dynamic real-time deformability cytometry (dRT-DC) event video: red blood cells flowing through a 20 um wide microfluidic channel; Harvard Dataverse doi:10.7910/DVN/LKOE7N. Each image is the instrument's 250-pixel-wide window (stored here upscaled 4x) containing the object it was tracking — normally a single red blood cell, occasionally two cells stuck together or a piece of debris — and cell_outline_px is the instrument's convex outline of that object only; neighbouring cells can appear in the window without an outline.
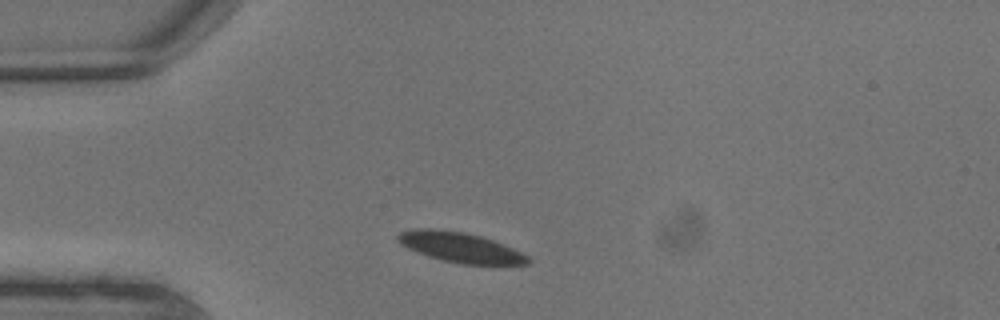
{"species": "common noctule bat (a hibernating species)", "species_latin": "Nyctalus noctula", "temperature_condition": "warm", "stored_images_in_passage": 3, "camera_frame_rate_fps": 3000, "um_per_image_px": 0.085, "animal": {"sex": "male", "body_mass_g": 13.3}, "frame": {"image": 1, "passage_image": 1, "time_ms": 0.0, "image_size_px": [1000, 320], "cell_outline_px": [[532, 264], [464, 264], [444, 260], [428, 256], [416, 252], [400, 244], [396, 240], [396, 236], [400, 232], [416, 228], [428, 228], [464, 232], [480, 236], [504, 244], [528, 256], [532, 260]], "centroid_in_image_um": [39.11, 21.02], "position_along_channel_um": 45.9, "area_um2": 22.66}}
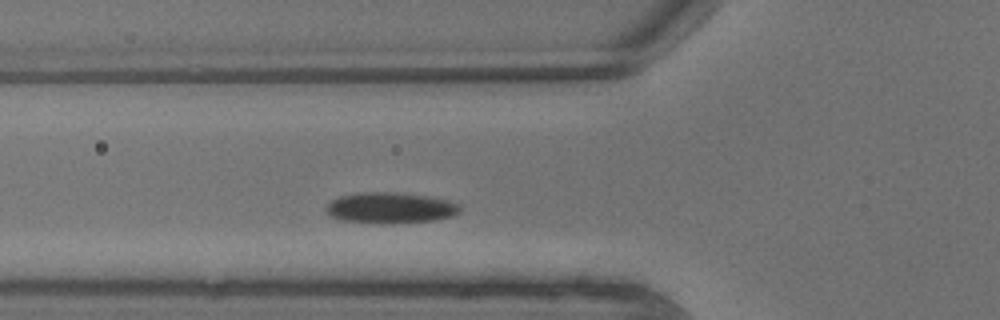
{"frame": {"image": 2, "passage_image": 3, "time_ms": 0.667, "image_size_px": [1000, 320], "cell_outline_px": [[460, 212], [452, 216], [432, 220], [392, 224], [340, 220], [328, 216], [324, 208], [332, 200], [340, 196], [356, 192], [396, 192], [428, 196], [448, 200], [460, 204]], "centroid_in_image_um": [33.15, 17.66], "position_along_channel_um": 92.7, "area_um2": 24.33}}